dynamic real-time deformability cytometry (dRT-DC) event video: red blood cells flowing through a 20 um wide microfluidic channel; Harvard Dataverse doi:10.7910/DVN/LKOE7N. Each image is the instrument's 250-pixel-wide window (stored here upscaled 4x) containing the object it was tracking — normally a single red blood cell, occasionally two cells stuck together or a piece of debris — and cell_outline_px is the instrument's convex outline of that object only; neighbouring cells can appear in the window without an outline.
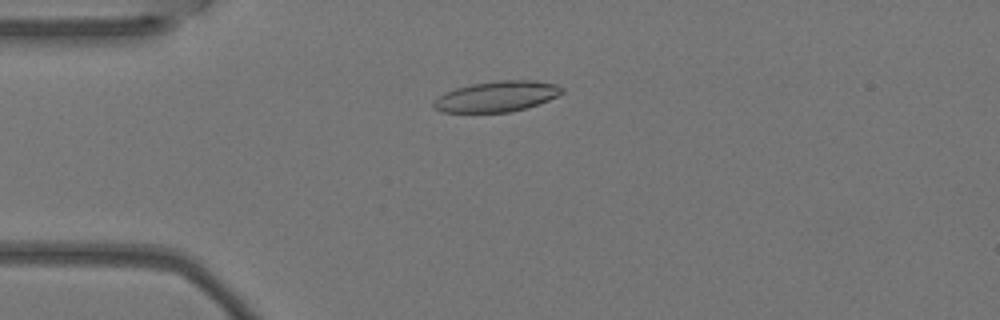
{"species": "Egyptian fruit bat (a non-hibernating species)", "species_latin": "Rousettus aegyptiacus", "temperature_condition": "warm", "stored_images_in_passage": 4, "camera_frame_rate_fps": 3000, "um_per_image_px": 0.085, "animal": {"sex": "female"}, "frame": {"image": 1, "passage_image": 4, "time_ms": 1.0, "image_size_px": [1000, 320], "cell_outline_px": [[564, 92], [548, 100], [524, 108], [508, 112], [440, 112], [432, 108], [432, 100], [444, 92], [456, 88], [472, 84], [500, 80], [532, 80], [556, 84], [564, 88]], "centroid_in_image_um": [42.17, 8.19], "position_along_channel_um": 42.8, "area_um2": 22.89}}